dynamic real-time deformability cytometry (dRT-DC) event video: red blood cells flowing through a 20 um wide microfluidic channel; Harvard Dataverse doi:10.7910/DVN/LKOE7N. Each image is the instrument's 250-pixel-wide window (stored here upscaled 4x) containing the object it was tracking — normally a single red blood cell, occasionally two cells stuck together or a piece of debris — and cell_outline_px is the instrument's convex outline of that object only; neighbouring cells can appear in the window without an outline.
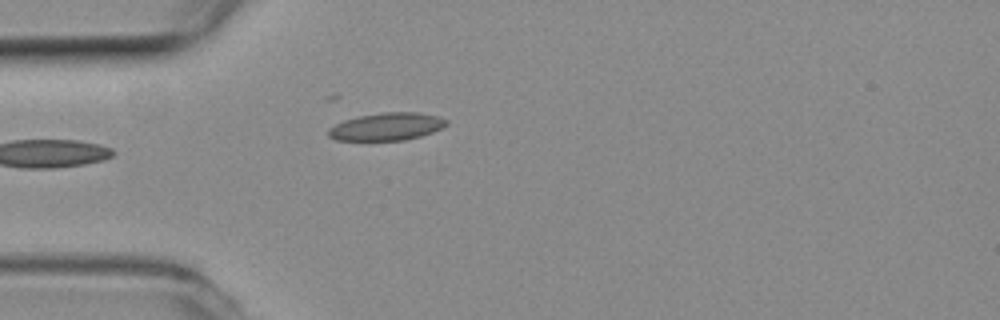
{"species": "common noctule bat (a hibernating species)", "species_latin": "Nyctalus noctula", "temperature_condition": "room temperature", "stored_images_in_passage": 6, "camera_frame_rate_fps": 3000, "um_per_image_px": 0.085, "animal": {"sex": "female", "body_mass_g": 19.3, "forearm_length_mm": 54.1}, "frame": {"image": 1, "passage_image": 1, "time_ms": 0.0, "image_size_px": [1000, 320], "cell_outline_px": [[448, 124], [432, 132], [420, 136], [404, 140], [336, 140], [328, 136], [328, 128], [344, 120], [356, 116], [384, 112], [416, 112], [436, 116], [448, 120]], "centroid_in_image_um": [32.84, 10.76], "position_along_channel_um": 52.2, "area_um2": 18.9}}